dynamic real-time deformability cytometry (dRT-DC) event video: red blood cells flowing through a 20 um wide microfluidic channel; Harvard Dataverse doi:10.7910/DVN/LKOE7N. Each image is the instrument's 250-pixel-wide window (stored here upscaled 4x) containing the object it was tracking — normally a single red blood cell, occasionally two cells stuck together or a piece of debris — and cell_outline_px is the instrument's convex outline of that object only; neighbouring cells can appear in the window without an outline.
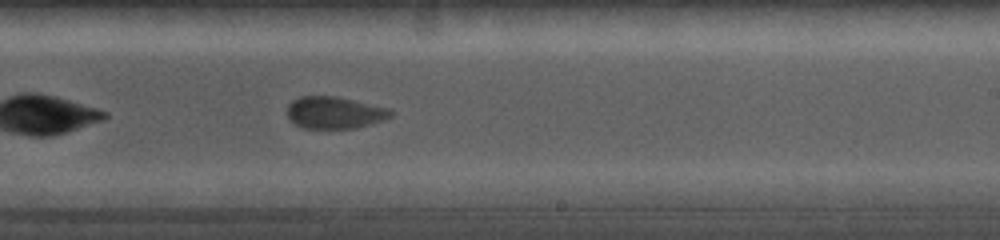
{"species": "common noctule bat (a hibernating species)", "species_latin": "Nyctalus noctula", "temperature_condition": "cold", "stored_images_in_passage": 77, "camera_frame_rate_fps": 5000, "um_per_image_px": 0.085, "animal": {"sex": "female", "body_mass_g": 19.0, "forearm_length_mm": 56.7}, "frame": {"image": 1, "passage_image": 34, "time_ms": 4.8, "image_size_px": [1000, 240], "cell_outline_px": [[392, 116], [384, 120], [352, 128], [304, 128], [288, 120], [288, 104], [292, 100], [300, 96], [336, 96], [388, 108], [392, 112]], "centroid_in_image_um": [28.4, 9.56], "position_along_channel_um": 260.6, "area_um2": 19.13}}